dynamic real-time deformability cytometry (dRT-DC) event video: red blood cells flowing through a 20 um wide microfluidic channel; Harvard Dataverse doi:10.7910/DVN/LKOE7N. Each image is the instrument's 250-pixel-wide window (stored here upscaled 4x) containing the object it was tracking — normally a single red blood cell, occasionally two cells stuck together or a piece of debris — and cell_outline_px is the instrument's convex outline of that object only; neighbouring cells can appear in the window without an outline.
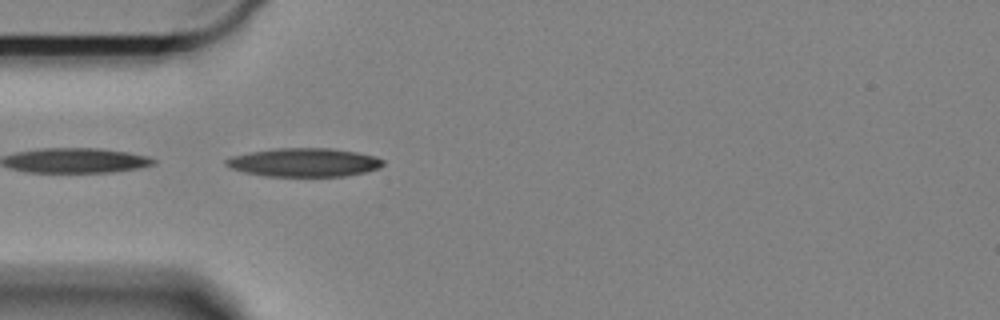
{"species": "Egyptian fruit bat (a non-hibernating species)", "species_latin": "Rousettus aegyptiacus", "temperature_condition": "cold", "stored_images_in_passage": 15, "camera_frame_rate_fps": 3000, "um_per_image_px": 0.085, "animal": {"sex": "female"}, "frame": {"image": 1, "passage_image": 1, "time_ms": 0.0, "image_size_px": [1000, 320], "cell_outline_px": [[384, 164], [380, 168], [364, 172], [344, 176], [264, 176], [244, 172], [232, 168], [224, 164], [224, 160], [232, 156], [252, 152], [276, 148], [332, 148], [356, 152], [376, 156], [384, 160]], "centroid_in_image_um": [25.87, 13.8], "position_along_channel_um": 59.1, "area_um2": 26.13}}
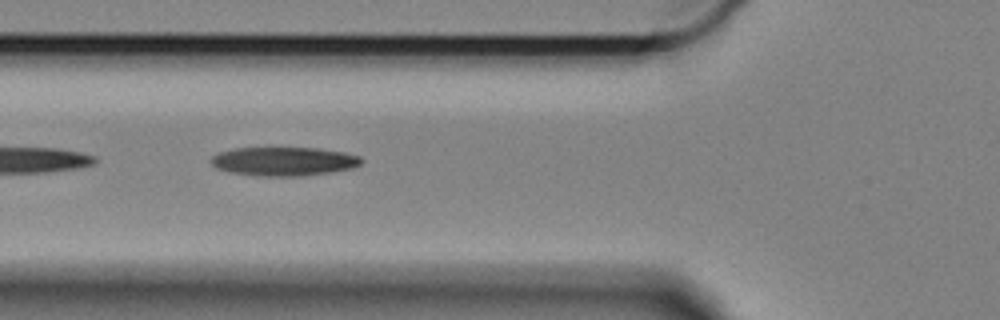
{"frame": {"image": 2, "passage_image": 5, "time_ms": 1.333, "image_size_px": [1000, 320], "cell_outline_px": [[364, 160], [360, 164], [352, 168], [328, 172], [300, 176], [256, 176], [228, 172], [216, 168], [208, 160], [212, 156], [220, 152], [232, 148], [316, 148], [344, 152], [360, 156]], "centroid_in_image_um": [24.08, 13.71], "position_along_channel_um": 101.7, "area_um2": 25.32}}